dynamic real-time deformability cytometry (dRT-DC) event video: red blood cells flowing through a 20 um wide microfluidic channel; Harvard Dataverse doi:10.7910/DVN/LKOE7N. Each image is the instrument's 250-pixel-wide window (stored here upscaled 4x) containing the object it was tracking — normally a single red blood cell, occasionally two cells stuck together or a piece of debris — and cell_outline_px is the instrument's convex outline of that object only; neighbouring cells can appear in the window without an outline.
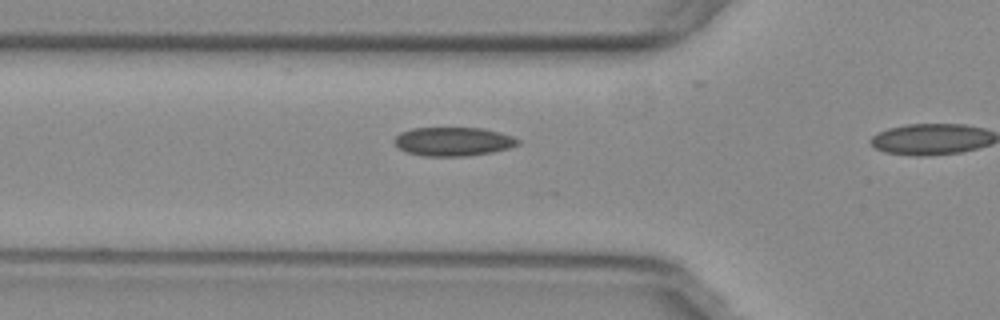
{"species": "common noctule bat (a hibernating species)", "species_latin": "Nyctalus noctula", "temperature_condition": "warm", "stored_images_in_passage": 10, "camera_frame_rate_fps": 3000, "um_per_image_px": 0.085, "animal": {"sex": "female", "body_mass_g": 29.2, "forearm_length_mm": 56.3}, "frame": {"image": 1, "passage_image": 9, "time_ms": 2.667, "image_size_px": [1000, 320], "cell_outline_px": [[520, 144], [508, 148], [492, 152], [468, 156], [424, 156], [408, 152], [400, 148], [392, 140], [400, 132], [412, 128], [484, 128], [500, 132], [512, 136], [520, 140]], "centroid_in_image_um": [38.54, 12.02], "position_along_channel_um": 87.3, "area_um2": 20.75}}